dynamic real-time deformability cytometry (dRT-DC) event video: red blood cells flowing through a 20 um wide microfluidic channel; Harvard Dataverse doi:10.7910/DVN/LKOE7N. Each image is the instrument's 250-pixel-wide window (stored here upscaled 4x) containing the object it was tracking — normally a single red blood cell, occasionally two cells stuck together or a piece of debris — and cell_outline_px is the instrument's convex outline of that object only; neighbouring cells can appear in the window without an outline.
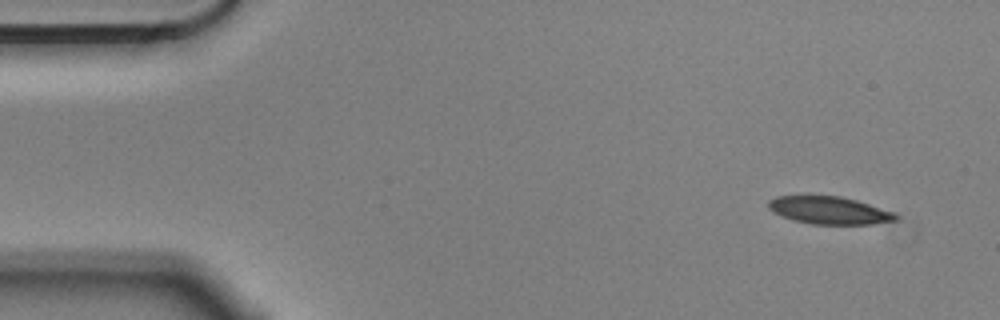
{"species": "Egyptian fruit bat (a non-hibernating species)", "species_latin": "Rousettus aegyptiacus", "temperature_condition": "cold", "stored_images_in_passage": 4, "camera_frame_rate_fps": 3000, "um_per_image_px": 0.085, "animal": {"sex": "male"}, "frame": {"image": 1, "passage_image": 1, "time_ms": 0.0, "image_size_px": [1000, 320], "cell_outline_px": [[896, 220], [872, 224], [812, 224], [792, 220], [772, 212], [768, 208], [768, 200], [776, 196], [808, 192], [840, 196], [856, 200], [892, 212], [896, 216]], "centroid_in_image_um": [70.34, 17.82], "position_along_channel_um": 14.7, "area_um2": 21.15}}
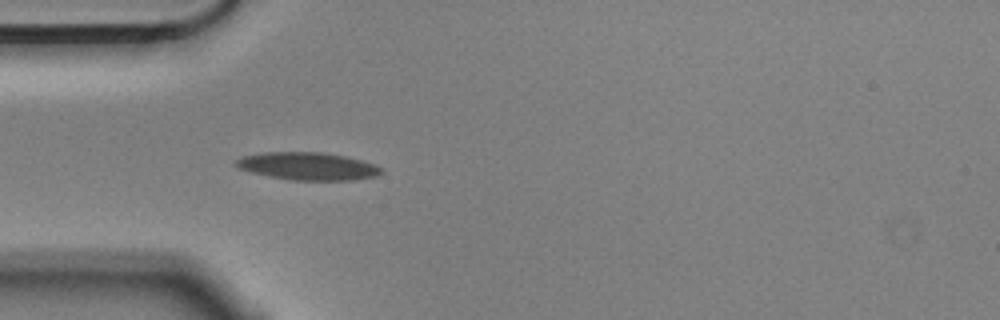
{"frame": {"image": 2, "passage_image": 4, "time_ms": 1.0, "image_size_px": [1000, 320], "cell_outline_px": [[384, 172], [376, 176], [352, 180], [292, 180], [252, 172], [240, 168], [236, 164], [236, 160], [240, 156], [264, 152], [324, 152], [344, 156], [360, 160], [372, 164], [380, 168]], "centroid_in_image_um": [26.16, 14.12], "position_along_channel_um": 58.8, "area_um2": 23.12}}